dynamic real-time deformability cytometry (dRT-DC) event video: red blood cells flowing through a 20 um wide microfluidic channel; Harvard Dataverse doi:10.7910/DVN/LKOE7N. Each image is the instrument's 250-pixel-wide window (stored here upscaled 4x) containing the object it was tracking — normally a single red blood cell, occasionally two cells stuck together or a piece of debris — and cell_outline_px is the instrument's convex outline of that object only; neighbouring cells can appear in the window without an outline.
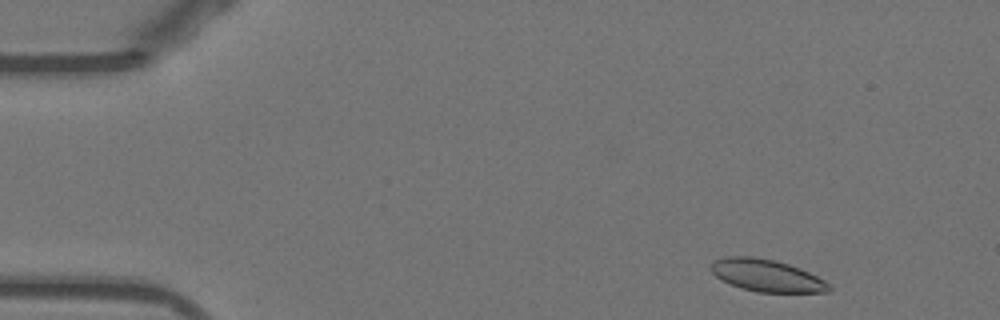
{"species": "Egyptian fruit bat (a non-hibernating species)", "species_latin": "Rousettus aegyptiacus", "temperature_condition": "warm", "stored_images_in_passage": 50, "camera_frame_rate_fps": 3000, "um_per_image_px": 0.085, "animal": {"sex": "female"}, "frame": {"image": 1, "passage_image": 3, "time_ms": 0.667, "image_size_px": [1000, 320], "cell_outline_px": [[832, 288], [828, 292], [756, 292], [740, 288], [720, 280], [712, 272], [708, 264], [724, 256], [752, 256], [776, 260], [800, 268], [824, 280]], "centroid_in_image_um": [65.11, 23.41], "position_along_channel_um": 19.9, "area_um2": 22.25}}
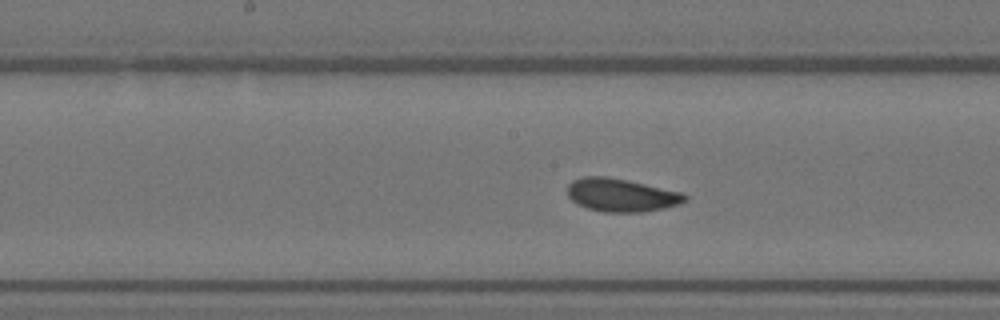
{"frame": {"image": 2, "passage_image": 24, "time_ms": 7.667, "image_size_px": [1000, 320], "cell_outline_px": [[688, 200], [680, 204], [664, 208], [644, 212], [604, 212], [588, 208], [576, 204], [568, 196], [568, 184], [572, 180], [584, 176], [604, 176], [628, 180], [684, 192], [688, 196]], "centroid_in_image_um": [52.84, 16.58], "position_along_channel_um": 195.4, "area_um2": 22.95}}
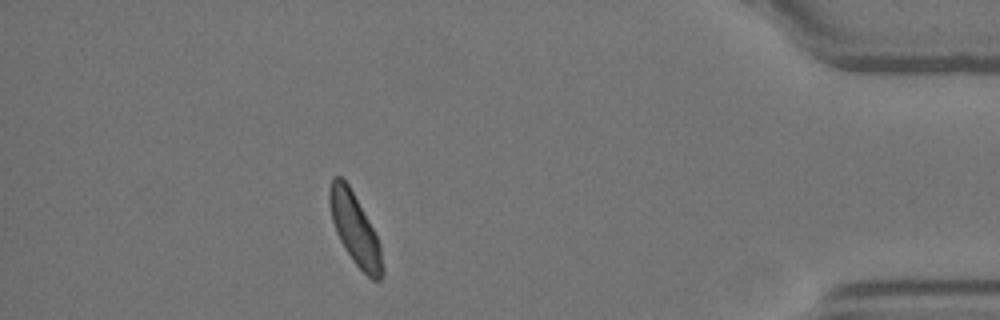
{"frame": {"image": 3, "passage_image": 44, "time_ms": 14.333, "image_size_px": [1000, 320], "cell_outline_px": [[384, 272], [380, 280], [372, 280], [352, 260], [344, 248], [336, 232], [332, 220], [328, 200], [328, 192], [332, 176], [340, 176], [348, 184], [368, 220], [380, 244], [384, 268]], "centroid_in_image_um": [30.15, 19.48], "position_along_channel_um": 405.0, "area_um2": 21.73}, "authors_computed_cell_mechanics": {"area_um2": 22.4553, "velocity_mm_per_s": 3.8567, "shape_relaxation_time_tau1_ms": 3.9747, "shape_relaxation_time_tau2_ms": 6.3438, "deformation_change_tau1": 0.0884, "deformation_change_tau2": 0.0993}}